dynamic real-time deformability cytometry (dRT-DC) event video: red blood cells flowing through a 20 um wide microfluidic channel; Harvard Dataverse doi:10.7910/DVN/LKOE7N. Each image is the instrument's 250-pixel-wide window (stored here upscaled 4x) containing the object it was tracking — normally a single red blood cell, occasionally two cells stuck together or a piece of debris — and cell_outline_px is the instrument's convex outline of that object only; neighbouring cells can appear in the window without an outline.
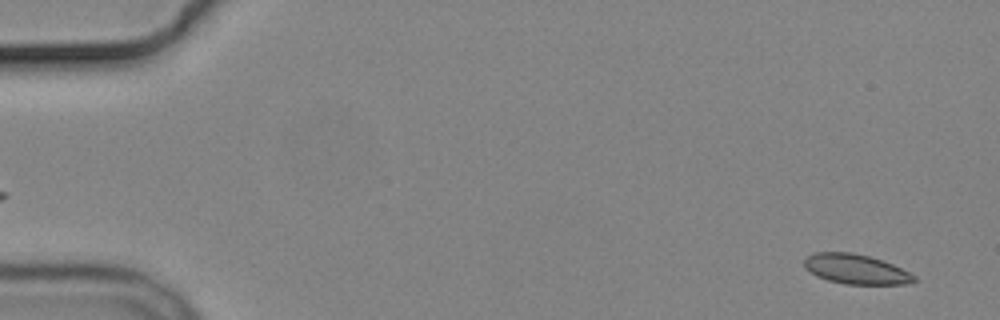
{"species": "common noctule bat (a hibernating species)", "species_latin": "Nyctalus noctula", "temperature_condition": "cold", "stored_images_in_passage": 5, "camera_frame_rate_fps": 3000, "um_per_image_px": 0.085, "animal": {"sex": "male", "body_mass_g": 19.2, "forearm_length_mm": 51.8}, "frame": {"image": 1, "passage_image": 1, "time_ms": 0.0, "image_size_px": [1000, 320], "cell_outline_px": [[916, 280], [904, 284], [844, 284], [828, 280], [816, 276], [804, 268], [804, 260], [808, 256], [816, 252], [852, 252], [868, 256], [892, 264], [916, 276]], "centroid_in_image_um": [72.71, 22.88], "position_along_channel_um": 12.3, "area_um2": 18.9}}
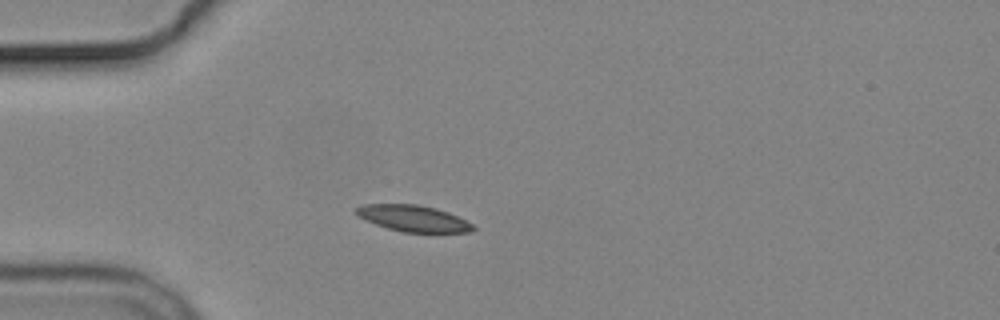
{"frame": {"image": 2, "passage_image": 5, "time_ms": 8.667, "image_size_px": [1000, 320], "cell_outline_px": [[476, 228], [472, 232], [404, 232], [388, 228], [364, 220], [356, 216], [352, 212], [352, 208], [364, 204], [416, 204], [436, 208], [448, 212], [472, 224]], "centroid_in_image_um": [35.04, 18.55], "position_along_channel_um": 50.0, "area_um2": 18.03}}